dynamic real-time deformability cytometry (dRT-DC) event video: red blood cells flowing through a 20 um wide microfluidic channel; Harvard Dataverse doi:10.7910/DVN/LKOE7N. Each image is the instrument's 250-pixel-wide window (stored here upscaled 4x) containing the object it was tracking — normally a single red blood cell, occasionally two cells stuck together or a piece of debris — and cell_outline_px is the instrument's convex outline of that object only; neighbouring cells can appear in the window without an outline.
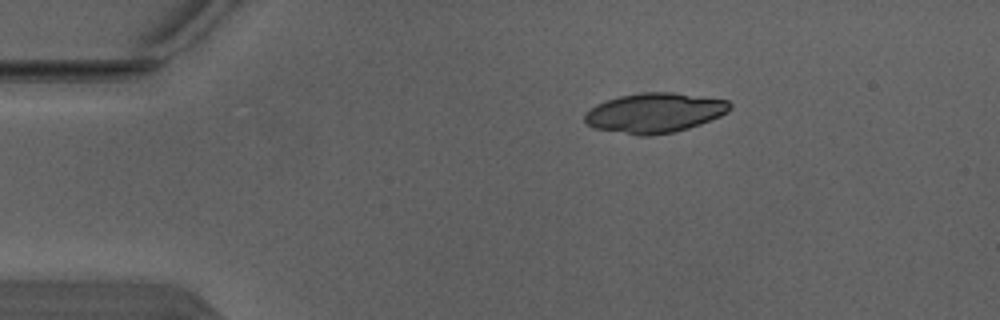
{"species": "Egyptian fruit bat (a non-hibernating species)", "species_latin": "Rousettus aegyptiacus", "temperature_condition": "warm", "stored_images_in_passage": 3, "camera_frame_rate_fps": 3000, "um_per_image_px": 0.085, "animal": {"sex": "male"}, "frame": {"image": 1, "passage_image": 1, "time_ms": 0.0, "image_size_px": [1000, 320], "cell_outline_px": [[732, 108], [728, 112], [720, 116], [700, 124], [688, 128], [672, 132], [648, 136], [636, 136], [596, 128], [588, 124], [584, 120], [584, 112], [596, 104], [620, 96], [640, 92], [672, 92], [728, 100], [732, 104]], "centroid_in_image_um": [55.64, 9.59], "position_along_channel_um": 29.4, "area_um2": 33.7}}